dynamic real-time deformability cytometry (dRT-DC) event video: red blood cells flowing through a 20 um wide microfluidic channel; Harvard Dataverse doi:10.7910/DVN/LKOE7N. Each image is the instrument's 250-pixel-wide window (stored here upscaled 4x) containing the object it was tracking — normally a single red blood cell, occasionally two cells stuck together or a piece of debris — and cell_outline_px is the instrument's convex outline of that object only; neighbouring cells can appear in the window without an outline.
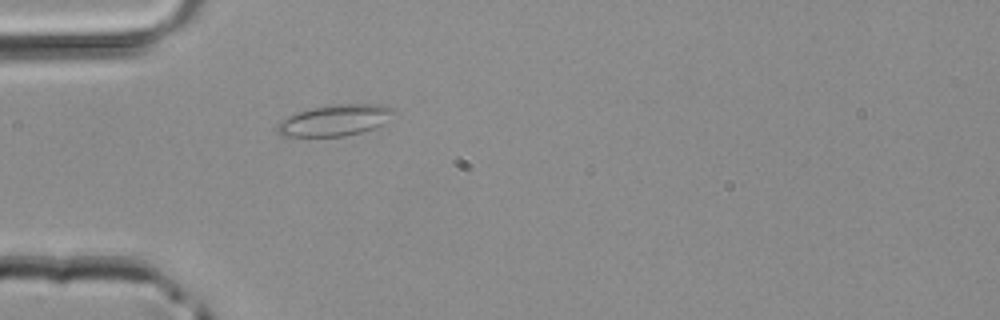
{"species": "common noctule bat (a hibernating species)", "species_latin": "Nyctalus noctula", "temperature_condition": "room temperature", "stored_images_in_passage": 33, "camera_frame_rate_fps": 3000, "um_per_image_px": 0.085, "animal": {"sex": "male", "body_mass_g": 20.4}, "frame": {"image": 1, "passage_image": 2, "time_ms": 0.333, "image_size_px": [1000, 320], "cell_outline_px": [[396, 112], [380, 124], [372, 128], [360, 132], [344, 136], [284, 136], [276, 128], [280, 120], [296, 112], [312, 108], [336, 104], [380, 104], [396, 108]], "centroid_in_image_um": [28.47, 10.2], "position_along_channel_um": 56.5, "area_um2": 20.87}}
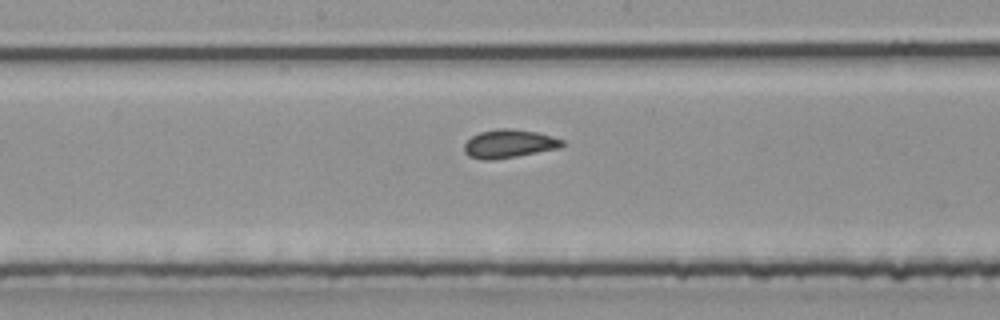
{"frame": {"image": 2, "passage_image": 12, "time_ms": 3.667, "image_size_px": [1000, 320], "cell_outline_px": [[568, 144], [560, 148], [516, 156], [492, 160], [480, 160], [468, 156], [464, 152], [464, 144], [472, 136], [480, 132], [496, 128], [512, 128], [536, 132], [552, 136], [564, 140]], "centroid_in_image_um": [43.28, 12.21], "position_along_channel_um": 204.9, "area_um2": 16.42}}
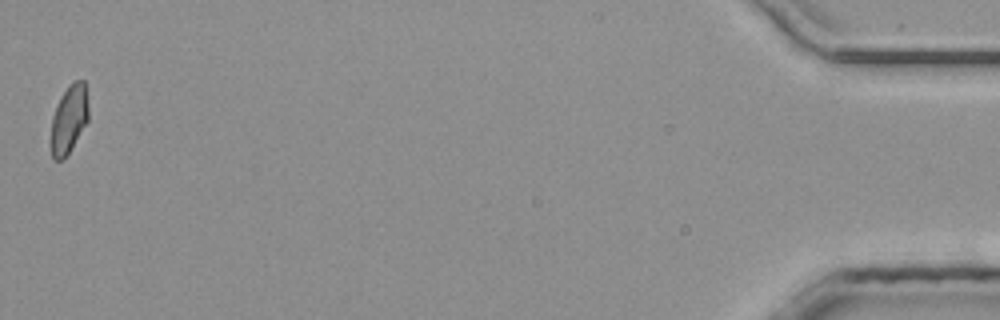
{"frame": {"image": 3, "passage_image": 33, "time_ms": 10.667, "image_size_px": [1000, 320], "cell_outline_px": [[88, 120], [72, 148], [60, 160], [56, 160], [52, 156], [52, 116], [56, 104], [60, 96], [68, 84], [72, 80], [84, 80], [88, 104]], "centroid_in_image_um": [5.87, 10.05], "position_along_channel_um": 429.3, "area_um2": 14.8}}